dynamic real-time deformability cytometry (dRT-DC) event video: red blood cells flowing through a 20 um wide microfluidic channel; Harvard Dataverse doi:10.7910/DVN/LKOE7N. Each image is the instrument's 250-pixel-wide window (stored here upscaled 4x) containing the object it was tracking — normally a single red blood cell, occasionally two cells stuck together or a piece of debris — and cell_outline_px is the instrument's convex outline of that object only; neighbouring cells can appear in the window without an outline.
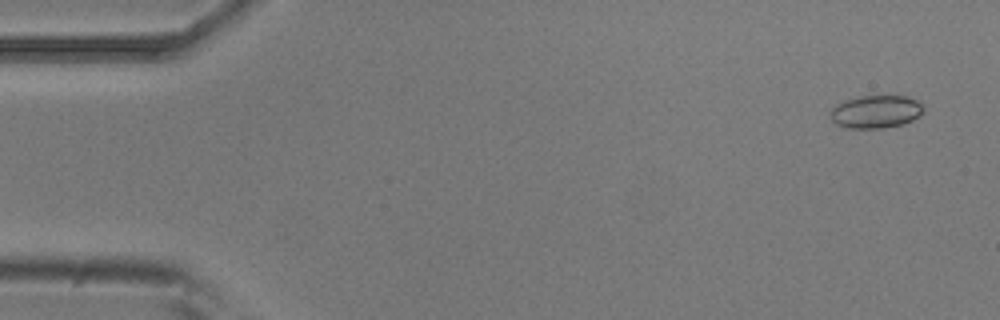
{"species": "common noctule bat (a hibernating species)", "species_latin": "Nyctalus noctula", "temperature_condition": "room temperature", "stored_images_in_passage": 8, "camera_frame_rate_fps": 3000, "um_per_image_px": 0.085, "animal": {"sex": "male", "body_mass_g": 20.5, "forearm_length_mm": 52.5}, "frame": {"image": 1, "passage_image": 1, "time_ms": 0.0, "image_size_px": [1000, 320], "cell_outline_px": [[924, 108], [920, 116], [904, 124], [884, 128], [848, 128], [836, 124], [832, 120], [828, 112], [836, 104], [844, 100], [860, 96], [908, 96], [916, 100]], "centroid_in_image_um": [74.42, 9.5], "position_along_channel_um": 10.6, "area_um2": 17.98}}
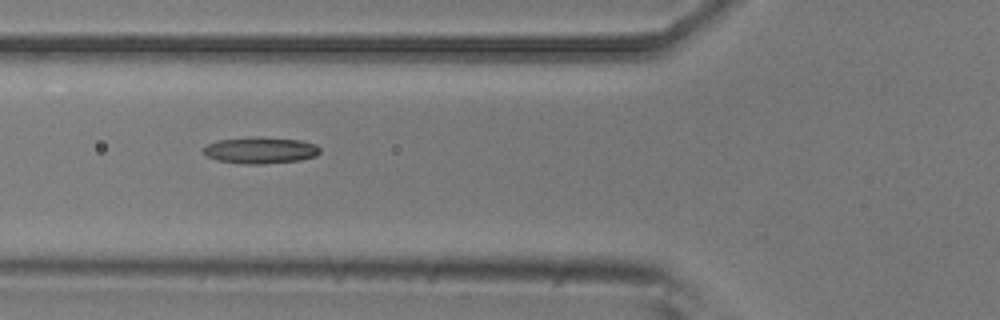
{"frame": {"image": 2, "passage_image": 6, "time_ms": 1.667, "image_size_px": [1000, 320], "cell_outline_px": [[320, 152], [316, 156], [300, 160], [264, 164], [244, 164], [216, 160], [208, 156], [204, 152], [204, 148], [208, 144], [216, 140], [252, 136], [256, 136], [300, 140], [316, 144], [320, 148]], "centroid_in_image_um": [22.15, 12.76], "position_along_channel_um": 103.7, "area_um2": 18.15}}
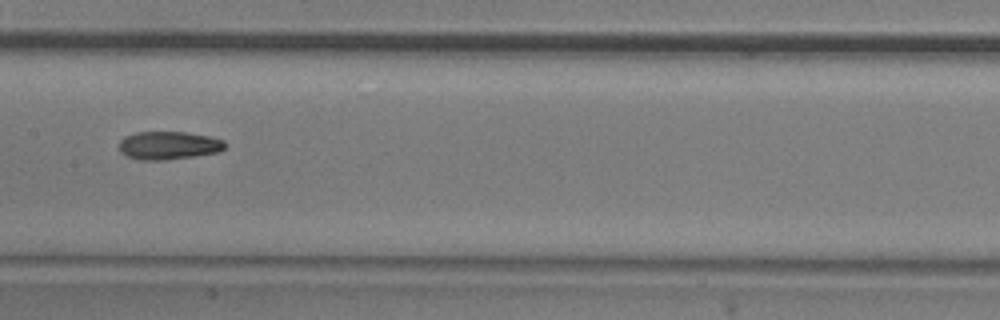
{"frame": {"image": 3, "passage_image": 8, "time_ms": 2.333, "image_size_px": [1000, 320], "cell_outline_px": [[224, 148], [220, 152], [196, 156], [164, 160], [140, 160], [128, 156], [120, 152], [120, 140], [124, 136], [136, 132], [184, 132], [208, 136], [224, 140]], "centroid_in_image_um": [14.32, 12.36], "position_along_channel_um": 193.1, "area_um2": 17.34}}